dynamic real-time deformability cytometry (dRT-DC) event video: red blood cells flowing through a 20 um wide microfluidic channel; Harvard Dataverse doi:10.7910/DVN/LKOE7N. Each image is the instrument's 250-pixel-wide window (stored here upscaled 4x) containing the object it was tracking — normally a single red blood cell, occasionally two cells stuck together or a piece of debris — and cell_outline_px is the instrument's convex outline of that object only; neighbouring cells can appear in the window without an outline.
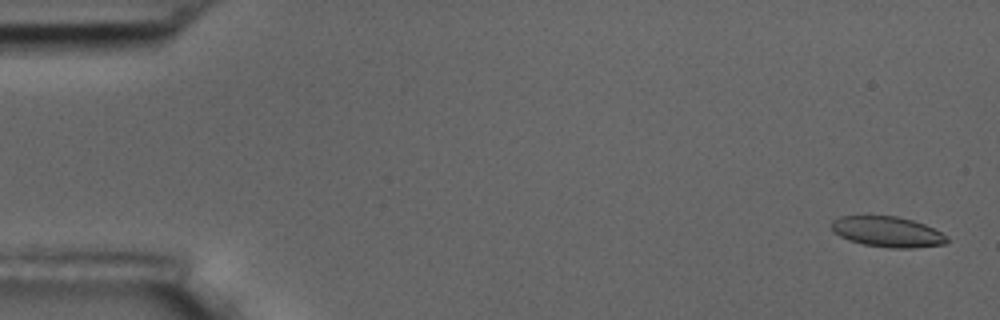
{"species": "common noctule bat (a hibernating species)", "species_latin": "Nyctalus noctula", "temperature_condition": "room temperature", "stored_images_in_passage": 6, "camera_frame_rate_fps": 3000, "um_per_image_px": 0.085, "animal": {"sex": "male", "body_mass_g": 17.5, "forearm_length_mm": 52.3}, "frame": {"image": 1, "passage_image": 1, "time_ms": 0.0, "image_size_px": [1000, 320], "cell_outline_px": [[948, 240], [944, 244], [912, 248], [892, 248], [864, 244], [848, 240], [832, 232], [832, 220], [836, 216], [896, 216], [912, 220], [924, 224], [948, 236]], "centroid_in_image_um": [75.4, 19.7], "position_along_channel_um": 9.6, "area_um2": 20.46}}
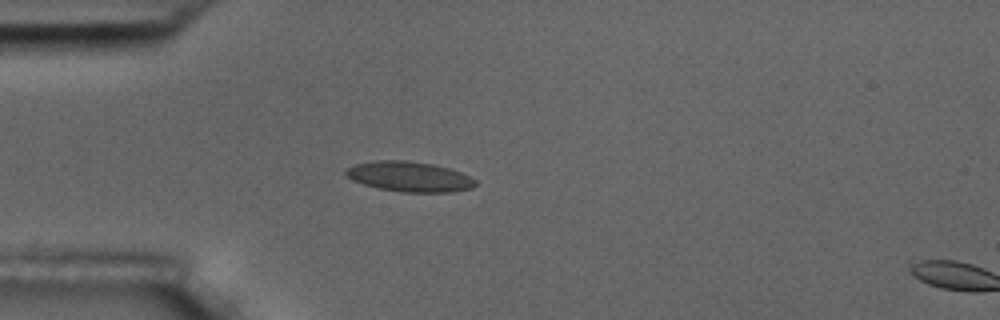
{"frame": {"image": 2, "passage_image": 5, "time_ms": 4.667, "image_size_px": [1000, 320], "cell_outline_px": [[476, 184], [472, 188], [452, 192], [400, 192], [380, 188], [364, 184], [352, 180], [344, 172], [348, 168], [356, 164], [380, 160], [404, 160], [432, 164], [448, 168], [460, 172], [476, 180]], "centroid_in_image_um": [34.82, 15.02], "position_along_channel_um": 50.2, "area_um2": 22.48}}